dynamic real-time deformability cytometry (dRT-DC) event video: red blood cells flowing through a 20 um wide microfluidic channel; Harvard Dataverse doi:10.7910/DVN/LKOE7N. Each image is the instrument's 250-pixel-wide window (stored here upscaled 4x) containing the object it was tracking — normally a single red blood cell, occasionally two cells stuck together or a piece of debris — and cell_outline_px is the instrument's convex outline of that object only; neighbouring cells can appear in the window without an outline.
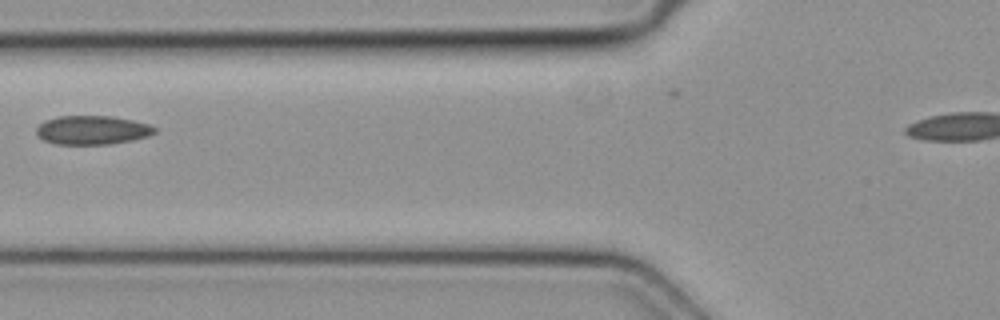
{"species": "common noctule bat (a hibernating species)", "species_latin": "Nyctalus noctula", "temperature_condition": "cold", "stored_images_in_passage": 4, "camera_frame_rate_fps": 3000, "um_per_image_px": 0.085, "animal": {"sex": "female", "body_mass_g": 19.3, "forearm_length_mm": 54.1}, "frame": {"image": 1, "passage_image": 3, "time_ms": 0.667, "image_size_px": [1000, 320], "cell_outline_px": [[156, 132], [148, 136], [132, 140], [112, 144], [56, 144], [44, 140], [36, 132], [36, 128], [44, 120], [56, 116], [112, 116], [132, 120], [148, 124], [156, 128]], "centroid_in_image_um": [7.84, 11.05], "position_along_channel_um": 118.0, "area_um2": 19.88}}